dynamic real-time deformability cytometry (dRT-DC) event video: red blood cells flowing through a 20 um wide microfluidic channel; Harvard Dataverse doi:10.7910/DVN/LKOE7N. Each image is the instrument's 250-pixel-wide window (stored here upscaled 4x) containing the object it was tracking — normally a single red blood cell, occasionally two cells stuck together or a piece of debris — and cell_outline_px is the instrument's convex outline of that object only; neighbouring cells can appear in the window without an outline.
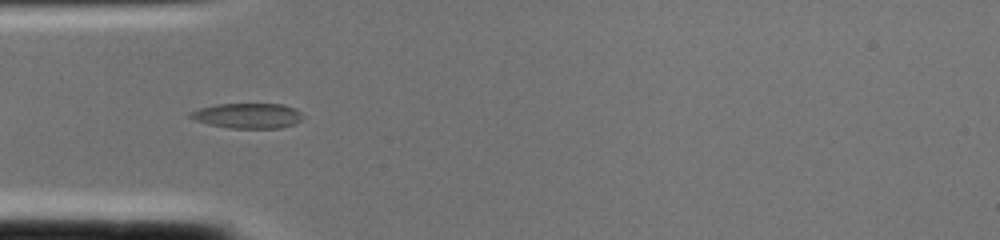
{"species": "common noctule bat (a hibernating species)", "species_latin": "Nyctalus noctula", "temperature_condition": "cold", "stored_images_in_passage": 1, "camera_frame_rate_fps": 3000, "um_per_image_px": 0.085, "animal": {"sex": "female", "body_mass_g": 22.0, "forearm_length_mm": 56.7}, "frame": {"image": 1, "passage_image": 1, "time_ms": 0.0, "image_size_px": [1000, 240], "cell_outline_px": [[304, 116], [300, 120], [292, 124], [280, 128], [228, 128], [208, 124], [192, 120], [188, 116], [188, 112], [200, 108], [216, 104], [280, 104], [296, 108]], "centroid_in_image_um": [21.0, 9.83], "position_along_channel_um": 64.0, "area_um2": 16.59}}